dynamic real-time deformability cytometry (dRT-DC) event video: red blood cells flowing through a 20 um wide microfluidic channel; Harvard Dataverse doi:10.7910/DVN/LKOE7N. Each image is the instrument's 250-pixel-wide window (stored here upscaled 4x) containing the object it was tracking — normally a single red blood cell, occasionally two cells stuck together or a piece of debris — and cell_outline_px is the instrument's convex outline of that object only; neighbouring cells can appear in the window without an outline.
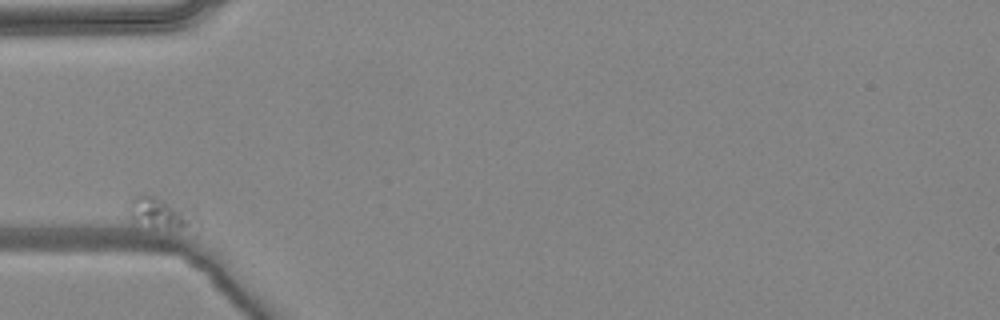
{"species": "common noctule bat (a hibernating species)", "species_latin": "Nyctalus noctula", "temperature_condition": "warm", "stored_images_in_passage": 2, "camera_frame_rate_fps": 3000, "um_per_image_px": 0.085, "animal": {"sex": "female", "body_mass_g": 24.6, "forearm_length_mm": 56.2}, "frame": {"image": 1, "passage_image": 1, "time_ms": 0.0, "image_size_px": [1000, 320], "cell_outline_px": [[200, 224], [168, 228], [152, 228], [136, 220], [132, 216], [132, 200], [136, 192], [156, 196], [188, 208], [200, 220]], "centroid_in_image_um": [13.7, 18.06], "position_along_channel_um": 71.3, "area_um2": 11.85}}